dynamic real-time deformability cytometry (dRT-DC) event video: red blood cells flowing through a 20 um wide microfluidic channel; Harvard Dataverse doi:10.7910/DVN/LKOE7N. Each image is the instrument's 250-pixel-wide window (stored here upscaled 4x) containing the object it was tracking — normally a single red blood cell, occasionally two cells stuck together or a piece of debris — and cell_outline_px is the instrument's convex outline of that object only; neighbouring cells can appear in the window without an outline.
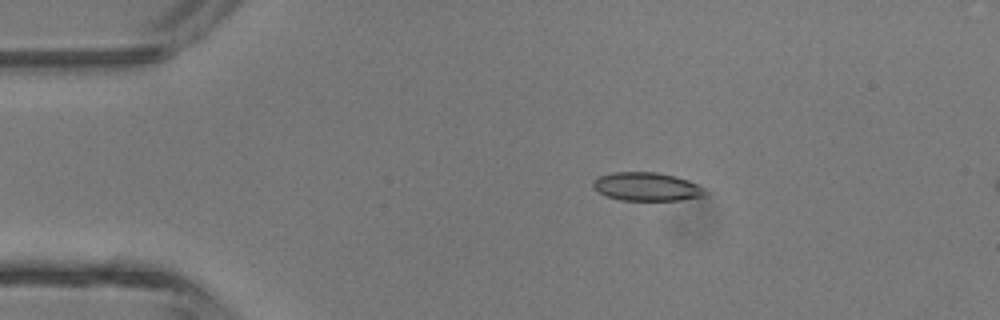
{"species": "common noctule bat (a hibernating species)", "species_latin": "Nyctalus noctula", "temperature_condition": "room temperature", "stored_images_in_passage": 5, "segment_of_instrument_passage": [1, 2], "camera_frame_rate_fps": 3000, "um_per_image_px": 0.085, "animal": {"sex": "male", "body_mass_g": 13.3}, "frame": {"image": 1, "passage_image": 3, "time_ms": 2.333, "image_size_px": [1000, 320], "cell_outline_px": [[708, 192], [704, 196], [680, 200], [620, 200], [608, 196], [600, 192], [592, 184], [592, 180], [600, 176], [612, 172], [656, 172], [676, 176], [688, 180], [704, 188]], "centroid_in_image_um": [55.0, 15.86], "position_along_channel_um": 30.0, "area_um2": 18.5}}